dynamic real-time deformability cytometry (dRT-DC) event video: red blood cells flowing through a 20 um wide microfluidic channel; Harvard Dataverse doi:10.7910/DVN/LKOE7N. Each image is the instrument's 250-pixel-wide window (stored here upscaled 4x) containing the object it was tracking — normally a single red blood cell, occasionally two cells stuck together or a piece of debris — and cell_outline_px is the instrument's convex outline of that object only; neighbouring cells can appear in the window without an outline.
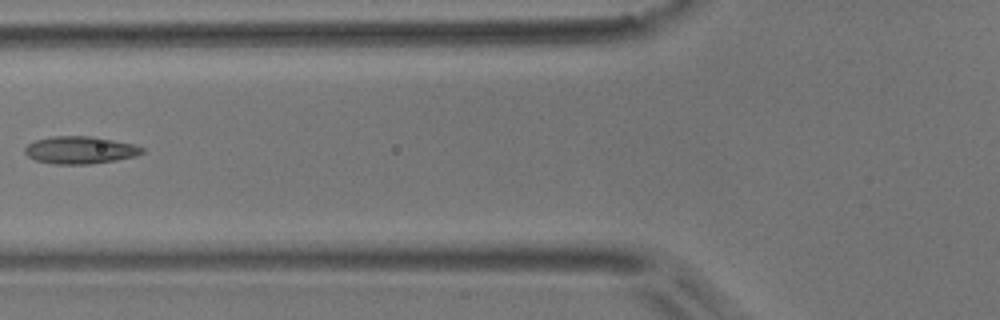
{"species": "common noctule bat (a hibernating species)", "species_latin": "Nyctalus noctula", "temperature_condition": "room temperature", "stored_images_in_passage": 8, "camera_frame_rate_fps": 3000, "um_per_image_px": 0.085, "animal": {"sex": "male", "body_mass_g": 17.9}, "frame": {"image": 1, "passage_image": 6, "time_ms": 5.667, "image_size_px": [1000, 320], "cell_outline_px": [[144, 152], [136, 156], [116, 160], [88, 164], [56, 164], [36, 160], [28, 156], [24, 152], [24, 148], [28, 144], [36, 140], [52, 136], [88, 136], [112, 140], [132, 144], [144, 148]], "centroid_in_image_um": [6.8, 12.76], "position_along_channel_um": 119.0, "area_um2": 18.55}}
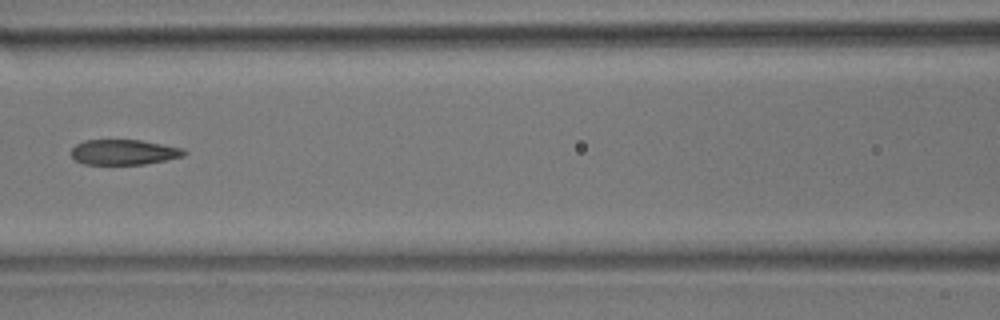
{"frame": {"image": 2, "passage_image": 7, "time_ms": 6.667, "image_size_px": [1000, 320], "cell_outline_px": [[188, 152], [184, 156], [144, 164], [84, 164], [76, 160], [72, 156], [72, 148], [76, 144], [84, 140], [140, 140], [184, 148]], "centroid_in_image_um": [10.55, 12.93], "position_along_channel_um": 156.1, "area_um2": 16.53}}
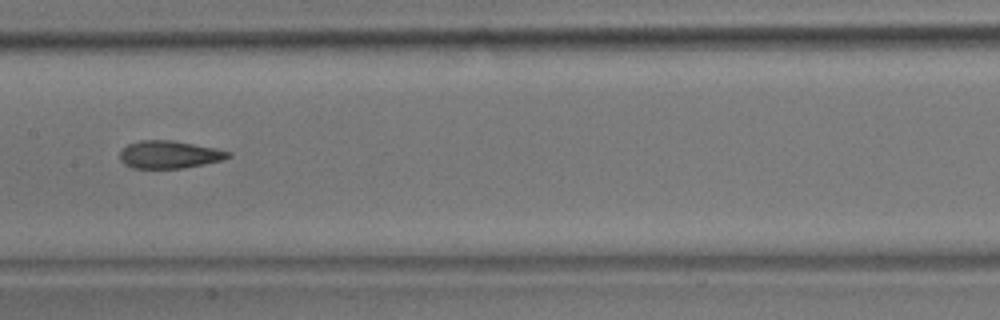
{"frame": {"image": 3, "passage_image": 8, "time_ms": 7.667, "image_size_px": [1000, 320], "cell_outline_px": [[232, 156], [224, 160], [184, 168], [132, 168], [124, 164], [120, 160], [120, 152], [128, 144], [140, 140], [172, 140], [232, 152]], "centroid_in_image_um": [14.39, 13.14], "position_along_channel_um": 193.0, "area_um2": 17.4}}